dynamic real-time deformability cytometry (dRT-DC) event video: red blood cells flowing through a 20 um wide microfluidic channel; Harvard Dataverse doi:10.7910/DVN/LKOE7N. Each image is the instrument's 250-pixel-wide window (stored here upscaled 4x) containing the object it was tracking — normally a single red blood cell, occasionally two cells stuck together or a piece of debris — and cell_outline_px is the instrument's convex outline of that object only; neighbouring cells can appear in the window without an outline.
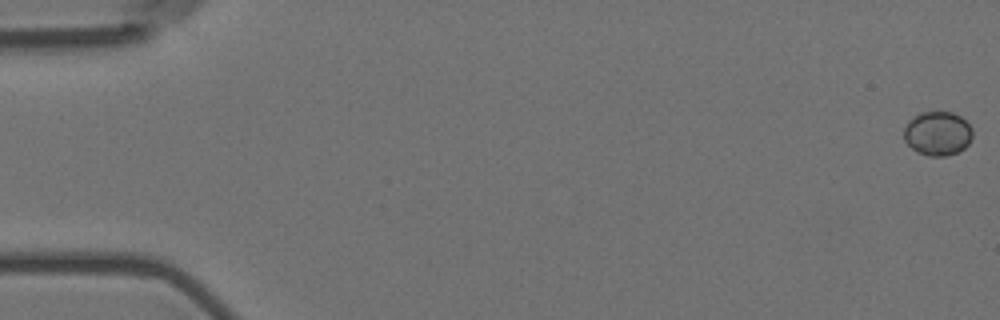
{"species": "Egyptian fruit bat (a non-hibernating species)", "species_latin": "Rousettus aegyptiacus", "temperature_condition": "room temperature", "stored_images_in_passage": 5, "camera_frame_rate_fps": 3000, "um_per_image_px": 0.085, "animal": {"sex": "female"}, "frame": {"image": 1, "passage_image": 1, "time_ms": 0.0, "image_size_px": [1000, 320], "cell_outline_px": [[972, 136], [968, 144], [964, 148], [956, 152], [944, 156], [928, 156], [916, 152], [904, 140], [904, 128], [908, 120], [920, 112], [952, 112], [960, 116], [972, 128]], "centroid_in_image_um": [79.67, 11.34], "position_along_channel_um": 5.3, "area_um2": 17.63}}
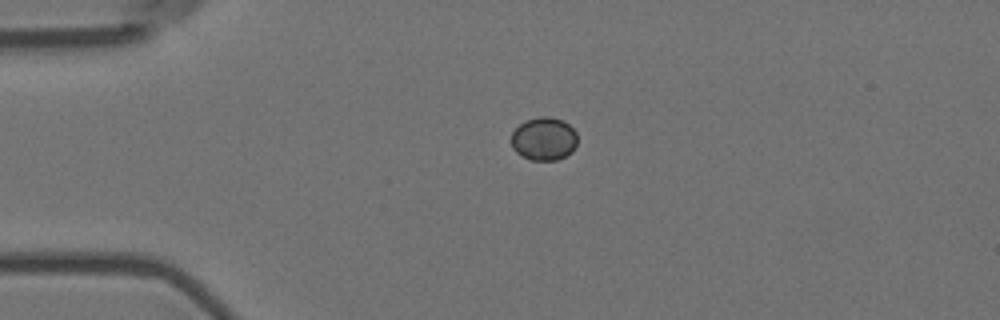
{"frame": {"image": 2, "passage_image": 4, "time_ms": 1.0, "image_size_px": [1000, 320], "cell_outline_px": [[576, 148], [572, 152], [556, 160], [532, 160], [520, 156], [512, 148], [512, 132], [520, 124], [528, 120], [540, 116], [548, 116], [564, 120], [576, 132]], "centroid_in_image_um": [46.24, 11.8], "position_along_channel_um": 38.8, "area_um2": 16.65}}